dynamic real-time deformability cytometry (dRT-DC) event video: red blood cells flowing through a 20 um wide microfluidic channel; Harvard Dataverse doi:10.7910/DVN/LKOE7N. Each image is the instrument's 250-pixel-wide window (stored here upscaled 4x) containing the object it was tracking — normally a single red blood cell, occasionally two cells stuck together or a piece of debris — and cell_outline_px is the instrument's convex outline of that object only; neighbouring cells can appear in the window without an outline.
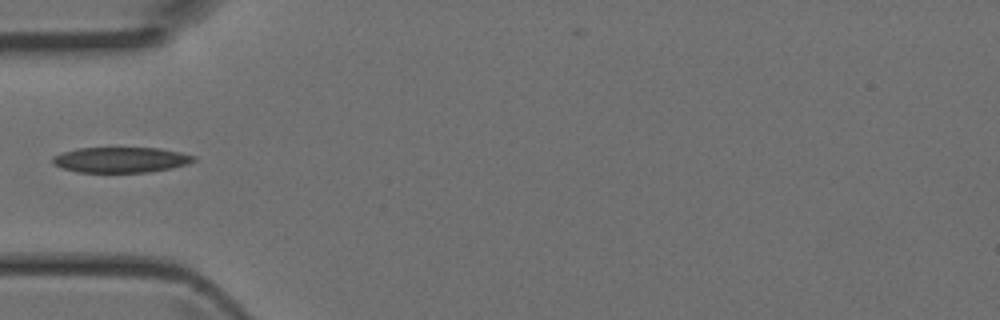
{"species": "Egyptian fruit bat (a non-hibernating species)", "species_latin": "Rousettus aegyptiacus", "temperature_condition": "room temperature", "stored_images_in_passage": 5, "camera_frame_rate_fps": 3000, "um_per_image_px": 0.085, "animal": {"sex": "female"}, "frame": {"image": 1, "passage_image": 4, "time_ms": 1.0, "image_size_px": [1000, 320], "cell_outline_px": [[196, 160], [188, 164], [172, 168], [148, 172], [76, 172], [52, 164], [52, 156], [76, 148], [160, 148], [180, 152], [196, 156]], "centroid_in_image_um": [10.28, 13.58], "position_along_channel_um": 74.7, "area_um2": 20.98}}